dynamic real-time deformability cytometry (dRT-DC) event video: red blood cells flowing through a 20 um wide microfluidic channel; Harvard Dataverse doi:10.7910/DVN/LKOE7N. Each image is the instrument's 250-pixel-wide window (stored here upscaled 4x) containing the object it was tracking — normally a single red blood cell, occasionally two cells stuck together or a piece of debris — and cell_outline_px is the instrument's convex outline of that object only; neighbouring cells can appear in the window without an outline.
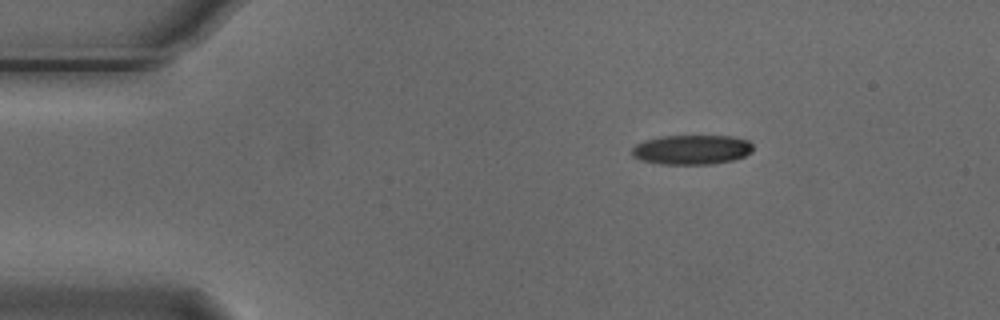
{"species": "Egyptian fruit bat (a non-hibernating species)", "species_latin": "Rousettus aegyptiacus", "temperature_condition": "cold", "stored_images_in_passage": 3, "camera_frame_rate_fps": 3000, "um_per_image_px": 0.085, "animal": {"sex": "male"}, "frame": {"image": 1, "passage_image": 1, "time_ms": 0.0, "image_size_px": [1000, 320], "cell_outline_px": [[752, 152], [744, 156], [732, 160], [712, 164], [660, 164], [640, 160], [632, 156], [632, 148], [636, 144], [644, 140], [660, 136], [732, 136], [748, 140], [752, 144]], "centroid_in_image_um": [58.78, 12.72], "position_along_channel_um": 26.2, "area_um2": 20.98}}